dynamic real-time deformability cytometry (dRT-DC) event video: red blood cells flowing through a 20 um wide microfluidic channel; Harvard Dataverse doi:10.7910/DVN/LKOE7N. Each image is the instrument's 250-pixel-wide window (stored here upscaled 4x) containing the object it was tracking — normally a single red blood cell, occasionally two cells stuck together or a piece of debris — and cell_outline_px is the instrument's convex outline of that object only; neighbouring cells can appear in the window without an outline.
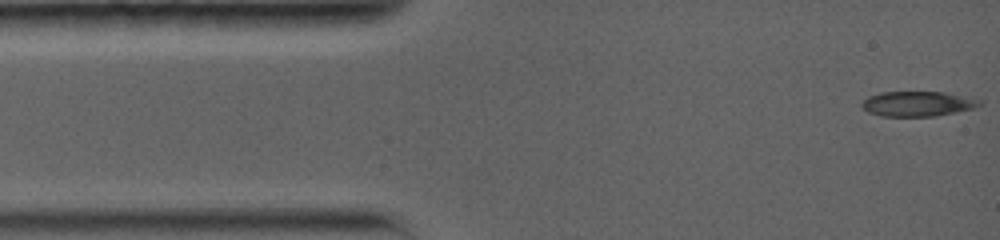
{"species": "common noctule bat (a hibernating species)", "species_latin": "Nyctalus noctula", "temperature_condition": "warm", "stored_images_in_passage": 5, "segment_of_instrument_passage": [1, 2], "camera_frame_rate_fps": 5000, "um_per_image_px": 0.085, "animal": {"sex": "female", "body_mass_g": 19.0, "forearm_length_mm": 56.7}, "frame": {"image": 1, "passage_image": 1, "time_ms": 0.0, "image_size_px": [1000, 240], "cell_outline_px": [[984, 100], [980, 104], [972, 108], [936, 116], [880, 116], [868, 112], [860, 104], [868, 96], [880, 92], [944, 92]], "centroid_in_image_um": [77.97, 8.82], "position_along_channel_um": 7.0, "area_um2": 17.05}}
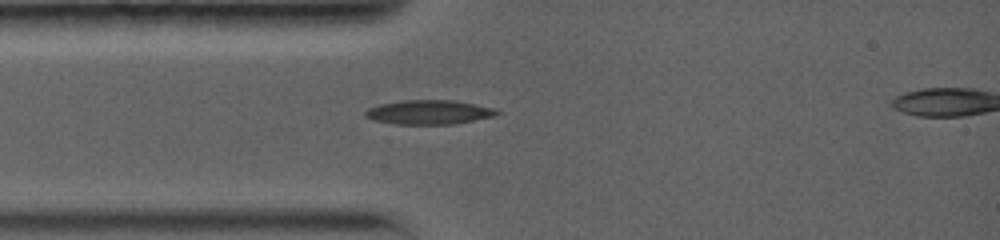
{"frame": {"image": 2, "passage_image": 4, "time_ms": 3.0, "image_size_px": [1000, 240], "cell_outline_px": [[500, 112], [496, 116], [452, 124], [392, 124], [372, 120], [364, 116], [364, 112], [368, 108], [380, 104], [400, 100], [456, 100], [496, 108]], "centroid_in_image_um": [36.45, 9.53], "position_along_channel_um": 48.5, "area_um2": 18.84}}